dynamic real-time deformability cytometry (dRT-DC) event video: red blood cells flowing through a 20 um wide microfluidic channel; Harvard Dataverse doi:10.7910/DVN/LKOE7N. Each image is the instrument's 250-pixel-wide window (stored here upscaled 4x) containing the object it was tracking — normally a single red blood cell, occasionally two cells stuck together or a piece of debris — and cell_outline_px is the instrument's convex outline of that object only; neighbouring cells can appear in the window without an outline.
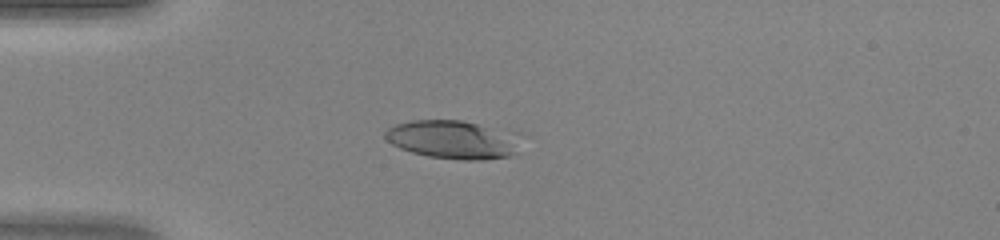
{"species": "human", "species_latin": "Homo sapiens", "temperature_condition": "warm", "stored_images_in_passage": 46, "camera_frame_rate_fps": 3000, "um_per_image_px": 0.085, "donor": {"sex": "female"}, "frame": {"image": 1, "passage_image": 12, "time_ms": 3.667, "image_size_px": [1000, 240], "cell_outline_px": [[516, 152], [512, 156], [480, 160], [460, 160], [428, 156], [412, 152], [400, 148], [392, 144], [384, 136], [384, 132], [388, 128], [396, 124], [412, 120], [460, 120], [476, 124], [488, 128], [508, 140]], "centroid_in_image_um": [38.19, 11.89], "position_along_channel_um": 46.8, "area_um2": 28.38}}
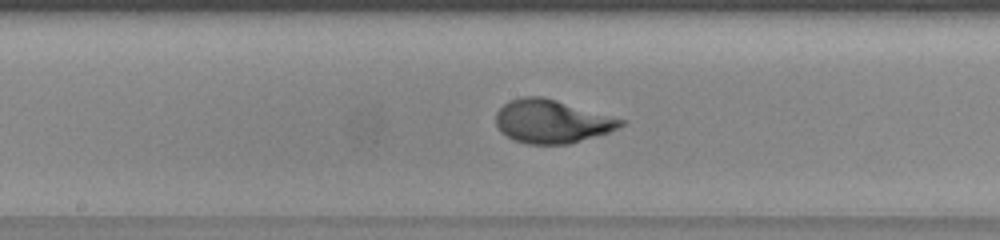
{"frame": {"image": 2, "passage_image": 24, "time_ms": 7.667, "image_size_px": [1000, 240], "cell_outline_px": [[628, 120], [624, 124], [608, 132], [568, 144], [528, 144], [512, 140], [500, 132], [496, 124], [496, 112], [504, 104], [512, 100], [524, 96], [544, 96]], "centroid_in_image_um": [46.9, 10.31], "position_along_channel_um": 201.3, "area_um2": 31.67}}
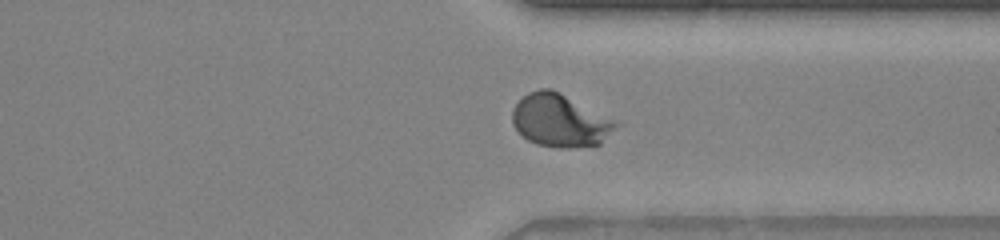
{"frame": {"image": 3, "passage_image": 35, "time_ms": 11.333, "image_size_px": [1000, 240], "cell_outline_px": [[624, 124], [600, 144], [572, 148], [560, 148], [536, 144], [528, 140], [512, 124], [512, 108], [528, 92], [540, 88], [552, 88]], "centroid_in_image_um": [47.66, 10.25], "position_along_channel_um": 363.7, "area_um2": 32.25}}